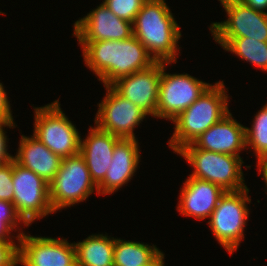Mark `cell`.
<instances>
[{"mask_svg": "<svg viewBox=\"0 0 267 266\" xmlns=\"http://www.w3.org/2000/svg\"><path fill=\"white\" fill-rule=\"evenodd\" d=\"M87 67L110 86L117 79L149 68L155 63L145 46L133 35L125 40L79 41Z\"/></svg>", "mask_w": 267, "mask_h": 266, "instance_id": "obj_1", "label": "cell"}, {"mask_svg": "<svg viewBox=\"0 0 267 266\" xmlns=\"http://www.w3.org/2000/svg\"><path fill=\"white\" fill-rule=\"evenodd\" d=\"M132 26L133 35L155 62H177L181 32L165 0H146Z\"/></svg>", "mask_w": 267, "mask_h": 266, "instance_id": "obj_2", "label": "cell"}, {"mask_svg": "<svg viewBox=\"0 0 267 266\" xmlns=\"http://www.w3.org/2000/svg\"><path fill=\"white\" fill-rule=\"evenodd\" d=\"M225 90L223 81L210 85L196 101L172 120L175 129L168 145L175 153L185 145L192 144L230 112L229 97Z\"/></svg>", "mask_w": 267, "mask_h": 266, "instance_id": "obj_3", "label": "cell"}, {"mask_svg": "<svg viewBox=\"0 0 267 266\" xmlns=\"http://www.w3.org/2000/svg\"><path fill=\"white\" fill-rule=\"evenodd\" d=\"M177 154L181 155L194 168L189 177L207 180L220 186L224 191H239L247 186L244 183L240 156L211 152L185 145Z\"/></svg>", "mask_w": 267, "mask_h": 266, "instance_id": "obj_4", "label": "cell"}, {"mask_svg": "<svg viewBox=\"0 0 267 266\" xmlns=\"http://www.w3.org/2000/svg\"><path fill=\"white\" fill-rule=\"evenodd\" d=\"M249 189L225 191L209 217L208 224L219 244L233 254L244 239V228L249 217L246 203L251 202Z\"/></svg>", "mask_w": 267, "mask_h": 266, "instance_id": "obj_5", "label": "cell"}, {"mask_svg": "<svg viewBox=\"0 0 267 266\" xmlns=\"http://www.w3.org/2000/svg\"><path fill=\"white\" fill-rule=\"evenodd\" d=\"M34 136L61 158L80 153L78 130L60 108L59 101L35 107Z\"/></svg>", "mask_w": 267, "mask_h": 266, "instance_id": "obj_6", "label": "cell"}, {"mask_svg": "<svg viewBox=\"0 0 267 266\" xmlns=\"http://www.w3.org/2000/svg\"><path fill=\"white\" fill-rule=\"evenodd\" d=\"M98 187L90 176L84 157L79 153L62 158L60 168L49 183L50 203L54 210L86 200Z\"/></svg>", "mask_w": 267, "mask_h": 266, "instance_id": "obj_7", "label": "cell"}, {"mask_svg": "<svg viewBox=\"0 0 267 266\" xmlns=\"http://www.w3.org/2000/svg\"><path fill=\"white\" fill-rule=\"evenodd\" d=\"M13 204L17 213L31 225L36 219L54 213L50 203L49 184L32 170L13 160Z\"/></svg>", "mask_w": 267, "mask_h": 266, "instance_id": "obj_8", "label": "cell"}, {"mask_svg": "<svg viewBox=\"0 0 267 266\" xmlns=\"http://www.w3.org/2000/svg\"><path fill=\"white\" fill-rule=\"evenodd\" d=\"M163 62L155 117L174 120L211 85L189 74L165 73Z\"/></svg>", "mask_w": 267, "mask_h": 266, "instance_id": "obj_9", "label": "cell"}, {"mask_svg": "<svg viewBox=\"0 0 267 266\" xmlns=\"http://www.w3.org/2000/svg\"><path fill=\"white\" fill-rule=\"evenodd\" d=\"M107 94L98 104L95 125L122 139H135L134 128L148 114L130 100L119 95L111 86H105Z\"/></svg>", "mask_w": 267, "mask_h": 266, "instance_id": "obj_10", "label": "cell"}, {"mask_svg": "<svg viewBox=\"0 0 267 266\" xmlns=\"http://www.w3.org/2000/svg\"><path fill=\"white\" fill-rule=\"evenodd\" d=\"M19 242V261L22 266H77L73 243L66 239L35 237L23 232Z\"/></svg>", "mask_w": 267, "mask_h": 266, "instance_id": "obj_11", "label": "cell"}, {"mask_svg": "<svg viewBox=\"0 0 267 266\" xmlns=\"http://www.w3.org/2000/svg\"><path fill=\"white\" fill-rule=\"evenodd\" d=\"M228 19L210 26L213 37H250L267 41V13L255 10L241 0H219Z\"/></svg>", "mask_w": 267, "mask_h": 266, "instance_id": "obj_12", "label": "cell"}, {"mask_svg": "<svg viewBox=\"0 0 267 266\" xmlns=\"http://www.w3.org/2000/svg\"><path fill=\"white\" fill-rule=\"evenodd\" d=\"M162 67L163 62H155L147 69L117 79L110 86L149 116L155 117Z\"/></svg>", "mask_w": 267, "mask_h": 266, "instance_id": "obj_13", "label": "cell"}, {"mask_svg": "<svg viewBox=\"0 0 267 266\" xmlns=\"http://www.w3.org/2000/svg\"><path fill=\"white\" fill-rule=\"evenodd\" d=\"M73 35L78 41L125 40L133 36V27L102 3L74 23Z\"/></svg>", "mask_w": 267, "mask_h": 266, "instance_id": "obj_14", "label": "cell"}, {"mask_svg": "<svg viewBox=\"0 0 267 266\" xmlns=\"http://www.w3.org/2000/svg\"><path fill=\"white\" fill-rule=\"evenodd\" d=\"M245 128L229 112L196 138L192 145L211 152L240 156L239 152L247 147Z\"/></svg>", "mask_w": 267, "mask_h": 266, "instance_id": "obj_15", "label": "cell"}, {"mask_svg": "<svg viewBox=\"0 0 267 266\" xmlns=\"http://www.w3.org/2000/svg\"><path fill=\"white\" fill-rule=\"evenodd\" d=\"M137 139L120 138L114 147L112 161L104 179L97 185L98 195L112 194L128 183L140 162Z\"/></svg>", "mask_w": 267, "mask_h": 266, "instance_id": "obj_16", "label": "cell"}, {"mask_svg": "<svg viewBox=\"0 0 267 266\" xmlns=\"http://www.w3.org/2000/svg\"><path fill=\"white\" fill-rule=\"evenodd\" d=\"M225 191L207 180L188 177L181 188L177 207L184 216L199 220L209 218Z\"/></svg>", "mask_w": 267, "mask_h": 266, "instance_id": "obj_17", "label": "cell"}, {"mask_svg": "<svg viewBox=\"0 0 267 266\" xmlns=\"http://www.w3.org/2000/svg\"><path fill=\"white\" fill-rule=\"evenodd\" d=\"M120 138L96 126L90 127L89 135L80 139V154L84 157L92 180L98 185L105 177L112 161L116 142Z\"/></svg>", "mask_w": 267, "mask_h": 266, "instance_id": "obj_18", "label": "cell"}, {"mask_svg": "<svg viewBox=\"0 0 267 266\" xmlns=\"http://www.w3.org/2000/svg\"><path fill=\"white\" fill-rule=\"evenodd\" d=\"M21 136L14 161L26 169L32 170L49 184L58 172L62 158L49 150L34 135L31 137Z\"/></svg>", "mask_w": 267, "mask_h": 266, "instance_id": "obj_19", "label": "cell"}, {"mask_svg": "<svg viewBox=\"0 0 267 266\" xmlns=\"http://www.w3.org/2000/svg\"><path fill=\"white\" fill-rule=\"evenodd\" d=\"M114 237L90 235L74 243L77 266H114Z\"/></svg>", "mask_w": 267, "mask_h": 266, "instance_id": "obj_20", "label": "cell"}, {"mask_svg": "<svg viewBox=\"0 0 267 266\" xmlns=\"http://www.w3.org/2000/svg\"><path fill=\"white\" fill-rule=\"evenodd\" d=\"M162 254L155 245L116 238L114 241V266H150Z\"/></svg>", "mask_w": 267, "mask_h": 266, "instance_id": "obj_21", "label": "cell"}, {"mask_svg": "<svg viewBox=\"0 0 267 266\" xmlns=\"http://www.w3.org/2000/svg\"><path fill=\"white\" fill-rule=\"evenodd\" d=\"M224 50L233 52L246 62L267 71V41L250 37H213Z\"/></svg>", "mask_w": 267, "mask_h": 266, "instance_id": "obj_22", "label": "cell"}, {"mask_svg": "<svg viewBox=\"0 0 267 266\" xmlns=\"http://www.w3.org/2000/svg\"><path fill=\"white\" fill-rule=\"evenodd\" d=\"M258 111L253 120L252 128H245L246 146H251L257 160L267 155V103Z\"/></svg>", "mask_w": 267, "mask_h": 266, "instance_id": "obj_23", "label": "cell"}, {"mask_svg": "<svg viewBox=\"0 0 267 266\" xmlns=\"http://www.w3.org/2000/svg\"><path fill=\"white\" fill-rule=\"evenodd\" d=\"M146 0H104L103 3L119 18L133 23Z\"/></svg>", "mask_w": 267, "mask_h": 266, "instance_id": "obj_24", "label": "cell"}, {"mask_svg": "<svg viewBox=\"0 0 267 266\" xmlns=\"http://www.w3.org/2000/svg\"><path fill=\"white\" fill-rule=\"evenodd\" d=\"M13 160L0 166V200L13 203Z\"/></svg>", "mask_w": 267, "mask_h": 266, "instance_id": "obj_25", "label": "cell"}, {"mask_svg": "<svg viewBox=\"0 0 267 266\" xmlns=\"http://www.w3.org/2000/svg\"><path fill=\"white\" fill-rule=\"evenodd\" d=\"M14 241L0 240V266H16L19 259V245Z\"/></svg>", "mask_w": 267, "mask_h": 266, "instance_id": "obj_26", "label": "cell"}, {"mask_svg": "<svg viewBox=\"0 0 267 266\" xmlns=\"http://www.w3.org/2000/svg\"><path fill=\"white\" fill-rule=\"evenodd\" d=\"M0 218H3L13 230L18 227V224L21 222L25 226H29L17 213L15 205L11 202L0 200ZM19 222V223H18Z\"/></svg>", "mask_w": 267, "mask_h": 266, "instance_id": "obj_27", "label": "cell"}, {"mask_svg": "<svg viewBox=\"0 0 267 266\" xmlns=\"http://www.w3.org/2000/svg\"><path fill=\"white\" fill-rule=\"evenodd\" d=\"M4 127L14 128L15 123L13 121L0 122V166L14 160V156L7 152V136H5Z\"/></svg>", "mask_w": 267, "mask_h": 266, "instance_id": "obj_28", "label": "cell"}, {"mask_svg": "<svg viewBox=\"0 0 267 266\" xmlns=\"http://www.w3.org/2000/svg\"><path fill=\"white\" fill-rule=\"evenodd\" d=\"M9 102L4 86L0 83V122L13 121Z\"/></svg>", "mask_w": 267, "mask_h": 266, "instance_id": "obj_29", "label": "cell"}, {"mask_svg": "<svg viewBox=\"0 0 267 266\" xmlns=\"http://www.w3.org/2000/svg\"><path fill=\"white\" fill-rule=\"evenodd\" d=\"M241 1L255 10L267 13L265 12L267 10V0H241Z\"/></svg>", "mask_w": 267, "mask_h": 266, "instance_id": "obj_30", "label": "cell"}, {"mask_svg": "<svg viewBox=\"0 0 267 266\" xmlns=\"http://www.w3.org/2000/svg\"><path fill=\"white\" fill-rule=\"evenodd\" d=\"M11 231H13V229L5 221H3V218H0V240L13 241L12 237H10Z\"/></svg>", "mask_w": 267, "mask_h": 266, "instance_id": "obj_31", "label": "cell"}, {"mask_svg": "<svg viewBox=\"0 0 267 266\" xmlns=\"http://www.w3.org/2000/svg\"><path fill=\"white\" fill-rule=\"evenodd\" d=\"M257 162L259 172L263 174V179L267 187V155L261 157Z\"/></svg>", "mask_w": 267, "mask_h": 266, "instance_id": "obj_32", "label": "cell"}, {"mask_svg": "<svg viewBox=\"0 0 267 266\" xmlns=\"http://www.w3.org/2000/svg\"><path fill=\"white\" fill-rule=\"evenodd\" d=\"M164 253L150 266H164Z\"/></svg>", "mask_w": 267, "mask_h": 266, "instance_id": "obj_33", "label": "cell"}]
</instances>
